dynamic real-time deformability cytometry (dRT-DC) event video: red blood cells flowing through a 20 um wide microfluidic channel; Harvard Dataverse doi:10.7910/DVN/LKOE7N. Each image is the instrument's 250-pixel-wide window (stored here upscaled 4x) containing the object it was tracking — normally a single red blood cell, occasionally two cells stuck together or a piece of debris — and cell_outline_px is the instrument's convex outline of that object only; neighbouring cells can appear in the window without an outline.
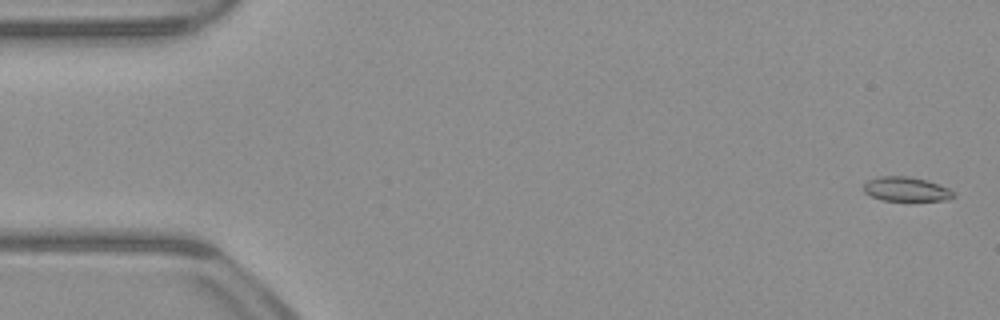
{"species": "common noctule bat (a hibernating species)", "species_latin": "Nyctalus noctula", "temperature_condition": "warm", "stored_images_in_passage": 53, "camera_frame_rate_fps": 3000, "um_per_image_px": 0.085, "animal": {"sex": "male", "body_mass_g": 23.1, "forearm_length_mm": 52.7}, "frame": {"image": 1, "passage_image": 2, "time_ms": 0.333, "image_size_px": [1000, 320], "cell_outline_px": [[956, 196], [948, 200], [884, 200], [872, 196], [864, 192], [864, 184], [868, 180], [880, 176], [908, 176], [928, 180], [948, 188], [956, 192]], "centroid_in_image_um": [77.07, 16.07], "position_along_channel_um": 7.9, "area_um2": 12.72}}
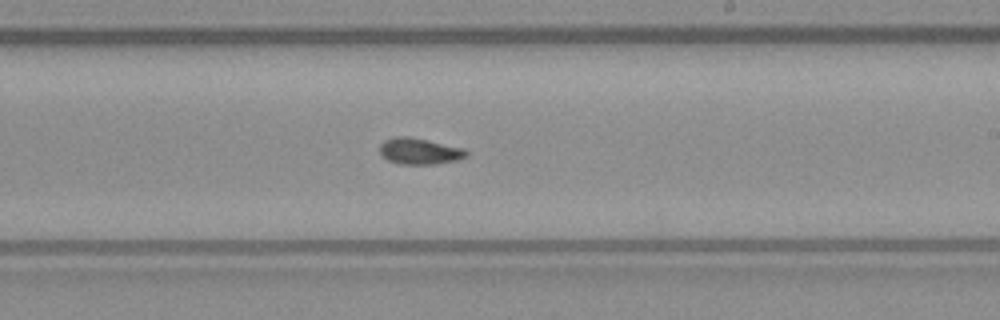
{"frame": {"image": 2, "passage_image": 31, "time_ms": 10.0, "image_size_px": [1000, 320], "cell_outline_px": [[468, 156], [456, 160], [436, 164], [400, 164], [388, 160], [380, 152], [380, 144], [384, 140], [396, 136], [404, 136], [428, 140], [464, 148], [468, 152]], "centroid_in_image_um": [35.67, 12.85], "position_along_channel_um": 253.3, "area_um2": 13.18}}
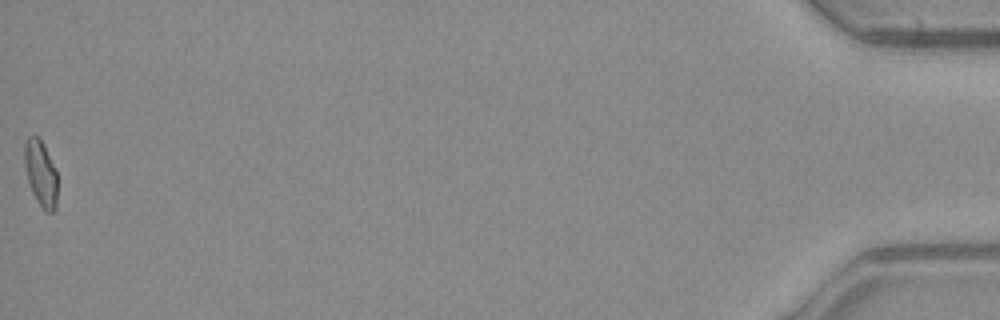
{"frame": {"image": 3, "passage_image": 53, "time_ms": 17.333, "image_size_px": [1000, 320], "cell_outline_px": [[56, 208], [52, 212], [44, 212], [36, 200], [32, 192], [28, 180], [24, 164], [24, 144], [28, 136], [40, 136], [44, 144], [56, 172]], "centroid_in_image_um": [3.44, 14.72], "position_along_channel_um": 431.8, "area_um2": 12.66}, "authors_computed_cell_mechanics": {"area_um2": 13.005, "velocity_mm_per_s": 3.9517, "shape_relaxation_time_tau1_ms": 4.6873, "shape_relaxation_time_tau2_ms": 2.2063, "deformation_change_tau1": 0.1447, "deformation_change_tau2": 0.0791}}